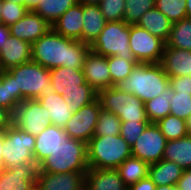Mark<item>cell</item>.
<instances>
[{"label":"cell","instance_id":"cell-1","mask_svg":"<svg viewBox=\"0 0 191 190\" xmlns=\"http://www.w3.org/2000/svg\"><path fill=\"white\" fill-rule=\"evenodd\" d=\"M90 45L59 35L53 29L32 44L31 61L52 69L59 66L82 69Z\"/></svg>","mask_w":191,"mask_h":190},{"label":"cell","instance_id":"cell-2","mask_svg":"<svg viewBox=\"0 0 191 190\" xmlns=\"http://www.w3.org/2000/svg\"><path fill=\"white\" fill-rule=\"evenodd\" d=\"M114 87L121 92L134 94L145 103L169 88V76L160 63H138L131 74Z\"/></svg>","mask_w":191,"mask_h":190},{"label":"cell","instance_id":"cell-3","mask_svg":"<svg viewBox=\"0 0 191 190\" xmlns=\"http://www.w3.org/2000/svg\"><path fill=\"white\" fill-rule=\"evenodd\" d=\"M132 155L121 135L92 137L87 142V163L92 169H116Z\"/></svg>","mask_w":191,"mask_h":190},{"label":"cell","instance_id":"cell-4","mask_svg":"<svg viewBox=\"0 0 191 190\" xmlns=\"http://www.w3.org/2000/svg\"><path fill=\"white\" fill-rule=\"evenodd\" d=\"M88 168L87 143L69 138L39 164L38 172H87Z\"/></svg>","mask_w":191,"mask_h":190},{"label":"cell","instance_id":"cell-5","mask_svg":"<svg viewBox=\"0 0 191 190\" xmlns=\"http://www.w3.org/2000/svg\"><path fill=\"white\" fill-rule=\"evenodd\" d=\"M101 108L116 114L122 122H149L144 102L134 94L109 87L97 93Z\"/></svg>","mask_w":191,"mask_h":190},{"label":"cell","instance_id":"cell-6","mask_svg":"<svg viewBox=\"0 0 191 190\" xmlns=\"http://www.w3.org/2000/svg\"><path fill=\"white\" fill-rule=\"evenodd\" d=\"M130 25L123 21L107 22L99 36L90 45V50L101 56H118L136 60L129 47Z\"/></svg>","mask_w":191,"mask_h":190},{"label":"cell","instance_id":"cell-7","mask_svg":"<svg viewBox=\"0 0 191 190\" xmlns=\"http://www.w3.org/2000/svg\"><path fill=\"white\" fill-rule=\"evenodd\" d=\"M8 71L15 78L16 91H20V103L26 99H37L53 89L50 69L30 61L12 67Z\"/></svg>","mask_w":191,"mask_h":190},{"label":"cell","instance_id":"cell-8","mask_svg":"<svg viewBox=\"0 0 191 190\" xmlns=\"http://www.w3.org/2000/svg\"><path fill=\"white\" fill-rule=\"evenodd\" d=\"M35 144L34 135L12 124L4 132V143L2 146L4 168L35 162L33 156Z\"/></svg>","mask_w":191,"mask_h":190},{"label":"cell","instance_id":"cell-9","mask_svg":"<svg viewBox=\"0 0 191 190\" xmlns=\"http://www.w3.org/2000/svg\"><path fill=\"white\" fill-rule=\"evenodd\" d=\"M166 43L137 25H130L129 47L138 63H160Z\"/></svg>","mask_w":191,"mask_h":190},{"label":"cell","instance_id":"cell-10","mask_svg":"<svg viewBox=\"0 0 191 190\" xmlns=\"http://www.w3.org/2000/svg\"><path fill=\"white\" fill-rule=\"evenodd\" d=\"M37 99H26L13 112V125L34 136L49 126L50 116Z\"/></svg>","mask_w":191,"mask_h":190},{"label":"cell","instance_id":"cell-11","mask_svg":"<svg viewBox=\"0 0 191 190\" xmlns=\"http://www.w3.org/2000/svg\"><path fill=\"white\" fill-rule=\"evenodd\" d=\"M100 111L101 104L96 98L93 102L73 113L71 119L63 128L65 133L72 139L82 140L87 143L94 136Z\"/></svg>","mask_w":191,"mask_h":190},{"label":"cell","instance_id":"cell-12","mask_svg":"<svg viewBox=\"0 0 191 190\" xmlns=\"http://www.w3.org/2000/svg\"><path fill=\"white\" fill-rule=\"evenodd\" d=\"M167 140L155 123H149L139 139L132 146V156L147 164H154L163 159Z\"/></svg>","mask_w":191,"mask_h":190},{"label":"cell","instance_id":"cell-13","mask_svg":"<svg viewBox=\"0 0 191 190\" xmlns=\"http://www.w3.org/2000/svg\"><path fill=\"white\" fill-rule=\"evenodd\" d=\"M50 79L55 92L63 97L74 91H95L86 82L82 69L63 66L52 68Z\"/></svg>","mask_w":191,"mask_h":190},{"label":"cell","instance_id":"cell-14","mask_svg":"<svg viewBox=\"0 0 191 190\" xmlns=\"http://www.w3.org/2000/svg\"><path fill=\"white\" fill-rule=\"evenodd\" d=\"M38 171L36 162L5 168L0 173V190H27L36 183Z\"/></svg>","mask_w":191,"mask_h":190},{"label":"cell","instance_id":"cell-15","mask_svg":"<svg viewBox=\"0 0 191 190\" xmlns=\"http://www.w3.org/2000/svg\"><path fill=\"white\" fill-rule=\"evenodd\" d=\"M86 82L98 93L112 87V78L108 67V57L89 51L82 68Z\"/></svg>","mask_w":191,"mask_h":190},{"label":"cell","instance_id":"cell-16","mask_svg":"<svg viewBox=\"0 0 191 190\" xmlns=\"http://www.w3.org/2000/svg\"><path fill=\"white\" fill-rule=\"evenodd\" d=\"M52 29V25L35 11H28L20 20L9 26L10 35L33 44Z\"/></svg>","mask_w":191,"mask_h":190},{"label":"cell","instance_id":"cell-17","mask_svg":"<svg viewBox=\"0 0 191 190\" xmlns=\"http://www.w3.org/2000/svg\"><path fill=\"white\" fill-rule=\"evenodd\" d=\"M32 44L10 35L0 49V71L31 61Z\"/></svg>","mask_w":191,"mask_h":190},{"label":"cell","instance_id":"cell-18","mask_svg":"<svg viewBox=\"0 0 191 190\" xmlns=\"http://www.w3.org/2000/svg\"><path fill=\"white\" fill-rule=\"evenodd\" d=\"M86 172L45 173L38 172L36 182L42 190H82Z\"/></svg>","mask_w":191,"mask_h":190},{"label":"cell","instance_id":"cell-19","mask_svg":"<svg viewBox=\"0 0 191 190\" xmlns=\"http://www.w3.org/2000/svg\"><path fill=\"white\" fill-rule=\"evenodd\" d=\"M69 138L63 128L50 124L35 136L34 161L39 165L50 153L65 144Z\"/></svg>","mask_w":191,"mask_h":190},{"label":"cell","instance_id":"cell-20","mask_svg":"<svg viewBox=\"0 0 191 190\" xmlns=\"http://www.w3.org/2000/svg\"><path fill=\"white\" fill-rule=\"evenodd\" d=\"M83 5L76 3L60 16L52 29L59 35L82 42Z\"/></svg>","mask_w":191,"mask_h":190},{"label":"cell","instance_id":"cell-21","mask_svg":"<svg viewBox=\"0 0 191 190\" xmlns=\"http://www.w3.org/2000/svg\"><path fill=\"white\" fill-rule=\"evenodd\" d=\"M160 64L169 77L189 76L191 73V51L165 47Z\"/></svg>","mask_w":191,"mask_h":190},{"label":"cell","instance_id":"cell-22","mask_svg":"<svg viewBox=\"0 0 191 190\" xmlns=\"http://www.w3.org/2000/svg\"><path fill=\"white\" fill-rule=\"evenodd\" d=\"M86 190H127L117 169L88 168L85 174Z\"/></svg>","mask_w":191,"mask_h":190},{"label":"cell","instance_id":"cell-23","mask_svg":"<svg viewBox=\"0 0 191 190\" xmlns=\"http://www.w3.org/2000/svg\"><path fill=\"white\" fill-rule=\"evenodd\" d=\"M37 100L48 111L47 113L50 116V123L52 125L64 128L73 115L70 112V106L64 101L63 96L56 93L54 89L45 92Z\"/></svg>","mask_w":191,"mask_h":190},{"label":"cell","instance_id":"cell-24","mask_svg":"<svg viewBox=\"0 0 191 190\" xmlns=\"http://www.w3.org/2000/svg\"><path fill=\"white\" fill-rule=\"evenodd\" d=\"M106 23L99 5H83L82 42L91 45Z\"/></svg>","mask_w":191,"mask_h":190},{"label":"cell","instance_id":"cell-25","mask_svg":"<svg viewBox=\"0 0 191 190\" xmlns=\"http://www.w3.org/2000/svg\"><path fill=\"white\" fill-rule=\"evenodd\" d=\"M172 22L156 7L146 11L137 22V26L146 29L153 36L163 40L165 43L169 39Z\"/></svg>","mask_w":191,"mask_h":190},{"label":"cell","instance_id":"cell-26","mask_svg":"<svg viewBox=\"0 0 191 190\" xmlns=\"http://www.w3.org/2000/svg\"><path fill=\"white\" fill-rule=\"evenodd\" d=\"M184 169L173 161L165 159L149 165V178L156 186L177 185Z\"/></svg>","mask_w":191,"mask_h":190},{"label":"cell","instance_id":"cell-27","mask_svg":"<svg viewBox=\"0 0 191 190\" xmlns=\"http://www.w3.org/2000/svg\"><path fill=\"white\" fill-rule=\"evenodd\" d=\"M163 159L177 163L184 170L191 169V135L167 141Z\"/></svg>","mask_w":191,"mask_h":190},{"label":"cell","instance_id":"cell-28","mask_svg":"<svg viewBox=\"0 0 191 190\" xmlns=\"http://www.w3.org/2000/svg\"><path fill=\"white\" fill-rule=\"evenodd\" d=\"M124 185L129 188L141 179L148 177L149 164L141 159L130 156L124 160L117 168Z\"/></svg>","mask_w":191,"mask_h":190},{"label":"cell","instance_id":"cell-29","mask_svg":"<svg viewBox=\"0 0 191 190\" xmlns=\"http://www.w3.org/2000/svg\"><path fill=\"white\" fill-rule=\"evenodd\" d=\"M174 97V91L169 87L156 98L144 103L146 115L150 123H156L170 114V100Z\"/></svg>","mask_w":191,"mask_h":190},{"label":"cell","instance_id":"cell-30","mask_svg":"<svg viewBox=\"0 0 191 190\" xmlns=\"http://www.w3.org/2000/svg\"><path fill=\"white\" fill-rule=\"evenodd\" d=\"M20 103V91H16L15 78L8 70L0 71V106L12 112Z\"/></svg>","mask_w":191,"mask_h":190},{"label":"cell","instance_id":"cell-31","mask_svg":"<svg viewBox=\"0 0 191 190\" xmlns=\"http://www.w3.org/2000/svg\"><path fill=\"white\" fill-rule=\"evenodd\" d=\"M165 47L191 51V19L185 18L173 23Z\"/></svg>","mask_w":191,"mask_h":190},{"label":"cell","instance_id":"cell-32","mask_svg":"<svg viewBox=\"0 0 191 190\" xmlns=\"http://www.w3.org/2000/svg\"><path fill=\"white\" fill-rule=\"evenodd\" d=\"M76 3V0H39L35 12L52 25Z\"/></svg>","mask_w":191,"mask_h":190},{"label":"cell","instance_id":"cell-33","mask_svg":"<svg viewBox=\"0 0 191 190\" xmlns=\"http://www.w3.org/2000/svg\"><path fill=\"white\" fill-rule=\"evenodd\" d=\"M121 124L122 121L116 114L101 108L93 137L120 135Z\"/></svg>","mask_w":191,"mask_h":190},{"label":"cell","instance_id":"cell-34","mask_svg":"<svg viewBox=\"0 0 191 190\" xmlns=\"http://www.w3.org/2000/svg\"><path fill=\"white\" fill-rule=\"evenodd\" d=\"M166 140H177L188 135L186 121L169 114L155 123Z\"/></svg>","mask_w":191,"mask_h":190},{"label":"cell","instance_id":"cell-35","mask_svg":"<svg viewBox=\"0 0 191 190\" xmlns=\"http://www.w3.org/2000/svg\"><path fill=\"white\" fill-rule=\"evenodd\" d=\"M138 64L136 60H126L118 56L108 57V67L112 78V87L126 79Z\"/></svg>","mask_w":191,"mask_h":190},{"label":"cell","instance_id":"cell-36","mask_svg":"<svg viewBox=\"0 0 191 190\" xmlns=\"http://www.w3.org/2000/svg\"><path fill=\"white\" fill-rule=\"evenodd\" d=\"M155 7L172 23L187 18L186 0H155Z\"/></svg>","mask_w":191,"mask_h":190},{"label":"cell","instance_id":"cell-37","mask_svg":"<svg viewBox=\"0 0 191 190\" xmlns=\"http://www.w3.org/2000/svg\"><path fill=\"white\" fill-rule=\"evenodd\" d=\"M155 7V0H126L124 21L128 25H136L142 15Z\"/></svg>","mask_w":191,"mask_h":190},{"label":"cell","instance_id":"cell-38","mask_svg":"<svg viewBox=\"0 0 191 190\" xmlns=\"http://www.w3.org/2000/svg\"><path fill=\"white\" fill-rule=\"evenodd\" d=\"M170 114L183 120H187L191 116V94L174 93V97L170 100Z\"/></svg>","mask_w":191,"mask_h":190},{"label":"cell","instance_id":"cell-39","mask_svg":"<svg viewBox=\"0 0 191 190\" xmlns=\"http://www.w3.org/2000/svg\"><path fill=\"white\" fill-rule=\"evenodd\" d=\"M126 0H102L99 4L101 13L107 22L123 21Z\"/></svg>","mask_w":191,"mask_h":190},{"label":"cell","instance_id":"cell-40","mask_svg":"<svg viewBox=\"0 0 191 190\" xmlns=\"http://www.w3.org/2000/svg\"><path fill=\"white\" fill-rule=\"evenodd\" d=\"M27 12L25 5L3 0L1 11L2 24L9 27L20 20Z\"/></svg>","mask_w":191,"mask_h":190},{"label":"cell","instance_id":"cell-41","mask_svg":"<svg viewBox=\"0 0 191 190\" xmlns=\"http://www.w3.org/2000/svg\"><path fill=\"white\" fill-rule=\"evenodd\" d=\"M97 98L96 91H74L63 97L67 105L70 106V112L76 113L83 106L93 102Z\"/></svg>","mask_w":191,"mask_h":190},{"label":"cell","instance_id":"cell-42","mask_svg":"<svg viewBox=\"0 0 191 190\" xmlns=\"http://www.w3.org/2000/svg\"><path fill=\"white\" fill-rule=\"evenodd\" d=\"M150 122H122L120 135L132 148Z\"/></svg>","mask_w":191,"mask_h":190},{"label":"cell","instance_id":"cell-43","mask_svg":"<svg viewBox=\"0 0 191 190\" xmlns=\"http://www.w3.org/2000/svg\"><path fill=\"white\" fill-rule=\"evenodd\" d=\"M169 87L174 93L191 94V76L169 77Z\"/></svg>","mask_w":191,"mask_h":190},{"label":"cell","instance_id":"cell-44","mask_svg":"<svg viewBox=\"0 0 191 190\" xmlns=\"http://www.w3.org/2000/svg\"><path fill=\"white\" fill-rule=\"evenodd\" d=\"M13 124V112L0 106V132H5Z\"/></svg>","mask_w":191,"mask_h":190},{"label":"cell","instance_id":"cell-45","mask_svg":"<svg viewBox=\"0 0 191 190\" xmlns=\"http://www.w3.org/2000/svg\"><path fill=\"white\" fill-rule=\"evenodd\" d=\"M155 183L148 177L141 179L137 183L131 185L127 190H155Z\"/></svg>","mask_w":191,"mask_h":190},{"label":"cell","instance_id":"cell-46","mask_svg":"<svg viewBox=\"0 0 191 190\" xmlns=\"http://www.w3.org/2000/svg\"><path fill=\"white\" fill-rule=\"evenodd\" d=\"M176 186L178 190H191V169L183 171Z\"/></svg>","mask_w":191,"mask_h":190},{"label":"cell","instance_id":"cell-47","mask_svg":"<svg viewBox=\"0 0 191 190\" xmlns=\"http://www.w3.org/2000/svg\"><path fill=\"white\" fill-rule=\"evenodd\" d=\"M9 36H10L9 27L0 23V49L2 48V45L6 42Z\"/></svg>","mask_w":191,"mask_h":190},{"label":"cell","instance_id":"cell-48","mask_svg":"<svg viewBox=\"0 0 191 190\" xmlns=\"http://www.w3.org/2000/svg\"><path fill=\"white\" fill-rule=\"evenodd\" d=\"M39 0H23V5L28 11H35L38 7Z\"/></svg>","mask_w":191,"mask_h":190},{"label":"cell","instance_id":"cell-49","mask_svg":"<svg viewBox=\"0 0 191 190\" xmlns=\"http://www.w3.org/2000/svg\"><path fill=\"white\" fill-rule=\"evenodd\" d=\"M78 4L81 5H99L102 0H76Z\"/></svg>","mask_w":191,"mask_h":190},{"label":"cell","instance_id":"cell-50","mask_svg":"<svg viewBox=\"0 0 191 190\" xmlns=\"http://www.w3.org/2000/svg\"><path fill=\"white\" fill-rule=\"evenodd\" d=\"M155 190H178L176 185L156 186Z\"/></svg>","mask_w":191,"mask_h":190},{"label":"cell","instance_id":"cell-51","mask_svg":"<svg viewBox=\"0 0 191 190\" xmlns=\"http://www.w3.org/2000/svg\"><path fill=\"white\" fill-rule=\"evenodd\" d=\"M186 14L191 19V0H186Z\"/></svg>","mask_w":191,"mask_h":190},{"label":"cell","instance_id":"cell-52","mask_svg":"<svg viewBox=\"0 0 191 190\" xmlns=\"http://www.w3.org/2000/svg\"><path fill=\"white\" fill-rule=\"evenodd\" d=\"M3 143H4V132H1L0 133V157H3V155H2Z\"/></svg>","mask_w":191,"mask_h":190},{"label":"cell","instance_id":"cell-53","mask_svg":"<svg viewBox=\"0 0 191 190\" xmlns=\"http://www.w3.org/2000/svg\"><path fill=\"white\" fill-rule=\"evenodd\" d=\"M188 135H191V116L186 120Z\"/></svg>","mask_w":191,"mask_h":190},{"label":"cell","instance_id":"cell-54","mask_svg":"<svg viewBox=\"0 0 191 190\" xmlns=\"http://www.w3.org/2000/svg\"><path fill=\"white\" fill-rule=\"evenodd\" d=\"M27 190H42V188L36 182L35 184L31 185Z\"/></svg>","mask_w":191,"mask_h":190},{"label":"cell","instance_id":"cell-55","mask_svg":"<svg viewBox=\"0 0 191 190\" xmlns=\"http://www.w3.org/2000/svg\"><path fill=\"white\" fill-rule=\"evenodd\" d=\"M4 165H3V157H0V173L4 171Z\"/></svg>","mask_w":191,"mask_h":190},{"label":"cell","instance_id":"cell-56","mask_svg":"<svg viewBox=\"0 0 191 190\" xmlns=\"http://www.w3.org/2000/svg\"><path fill=\"white\" fill-rule=\"evenodd\" d=\"M2 4L3 0H0V23H2V18H1Z\"/></svg>","mask_w":191,"mask_h":190},{"label":"cell","instance_id":"cell-57","mask_svg":"<svg viewBox=\"0 0 191 190\" xmlns=\"http://www.w3.org/2000/svg\"><path fill=\"white\" fill-rule=\"evenodd\" d=\"M7 1H13L16 4H23V0H7Z\"/></svg>","mask_w":191,"mask_h":190}]
</instances>
